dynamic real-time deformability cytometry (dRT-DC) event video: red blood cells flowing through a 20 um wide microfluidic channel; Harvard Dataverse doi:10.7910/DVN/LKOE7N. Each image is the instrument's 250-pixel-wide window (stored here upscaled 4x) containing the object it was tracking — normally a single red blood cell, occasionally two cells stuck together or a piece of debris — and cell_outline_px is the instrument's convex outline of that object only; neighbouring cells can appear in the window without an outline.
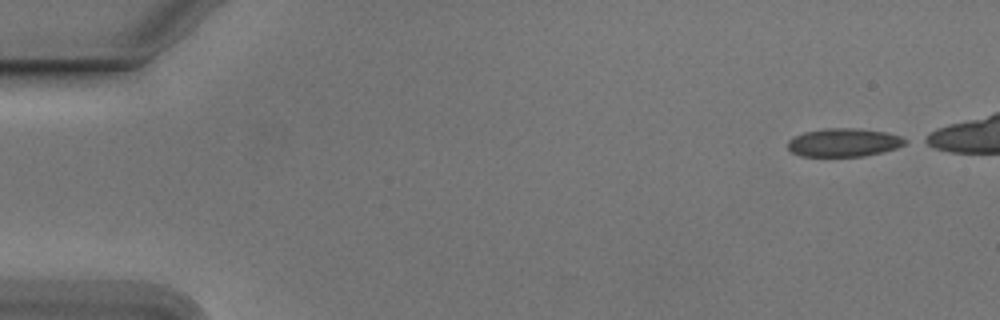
{"species": "Egyptian fruit bat (a non-hibernating species)", "species_latin": "Rousettus aegyptiacus", "temperature_condition": "cold", "stored_images_in_passage": 45, "camera_frame_rate_fps": 3000, "um_per_image_px": 0.085, "animal": {"sex": "male"}, "frame": {"image": 1, "passage_image": 1, "time_ms": 0.0, "image_size_px": [1000, 320], "cell_outline_px": [[908, 140], [904, 144], [896, 148], [884, 152], [864, 156], [800, 156], [792, 152], [788, 148], [788, 140], [804, 132], [824, 128], [856, 128], [884, 132], [900, 136]], "centroid_in_image_um": [71.72, 12.11], "position_along_channel_um": 13.3, "area_um2": 19.31}}
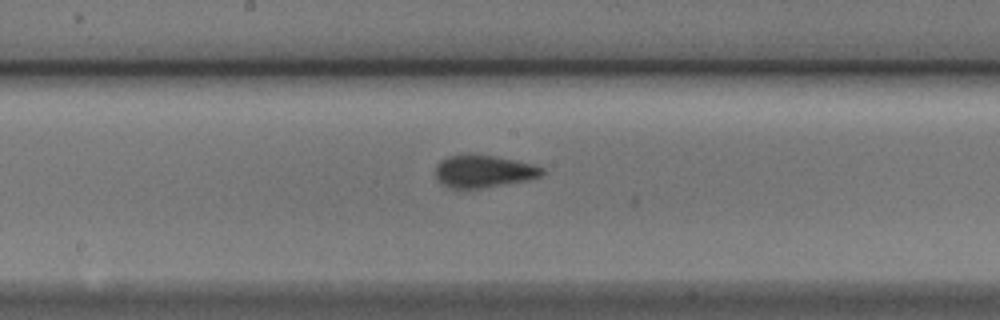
{"frame": {"image": 2, "passage_image": 26, "time_ms": 8.333, "image_size_px": [1000, 320], "cell_outline_px": [[544, 172], [540, 176], [528, 180], [480, 188], [452, 188], [444, 184], [436, 176], [436, 164], [440, 160], [448, 156], [468, 152], [476, 152], [516, 160], [532, 164], [544, 168]], "centroid_in_image_um": [41.09, 14.51], "position_along_channel_um": 207.1, "area_um2": 20.4}}
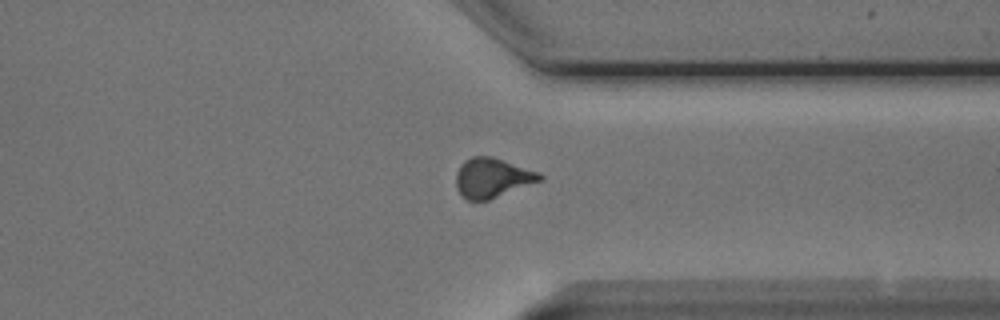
{"frame": {"image": 3, "passage_image": 39, "time_ms": 12.667, "image_size_px": [1000, 320], "cell_outline_px": [[544, 180], [488, 200], [468, 200], [456, 188], [456, 172], [460, 164], [464, 160], [472, 156], [492, 156], [540, 172], [544, 176]], "centroid_in_image_um": [41.87, 15.1], "position_along_channel_um": 369.5, "area_um2": 19.48}, "authors_computed_cell_mechanics": {"area_um2": 19.652, "velocity_mm_per_s": 3.7723, "shape_relaxation_time_tau1_ms": 3.2982, "shape_relaxation_time_tau2_ms": 0.9778, "deformation_change_tau1": 0.1075, "deformation_change_tau2": 0.0583}}